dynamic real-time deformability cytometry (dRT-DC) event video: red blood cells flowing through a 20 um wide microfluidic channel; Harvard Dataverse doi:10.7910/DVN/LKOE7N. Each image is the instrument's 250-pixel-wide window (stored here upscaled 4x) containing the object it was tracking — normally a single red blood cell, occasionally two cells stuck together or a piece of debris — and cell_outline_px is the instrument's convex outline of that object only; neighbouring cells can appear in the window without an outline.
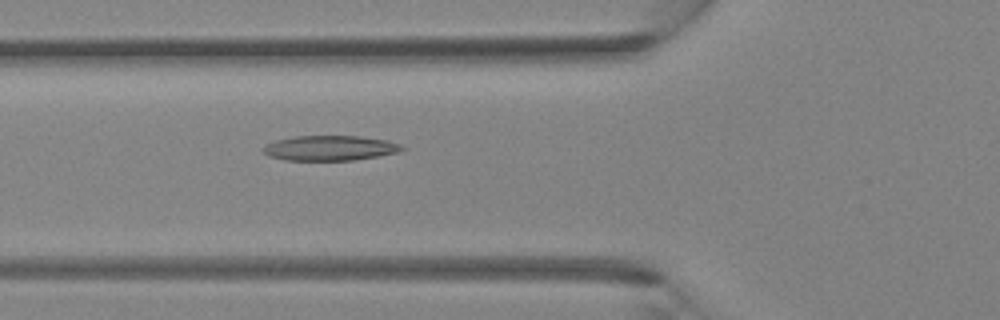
{"species": "Egyptian fruit bat (a non-hibernating species)", "species_latin": "Rousettus aegyptiacus", "temperature_condition": "room temperature", "stored_images_in_passage": 40, "camera_frame_rate_fps": 3000, "um_per_image_px": 0.085, "animal": {"sex": "female"}, "frame": {"image": 1, "passage_image": 15, "time_ms": 4.667, "image_size_px": [1000, 320], "cell_outline_px": [[404, 148], [400, 152], [352, 160], [284, 160], [268, 156], [260, 148], [264, 144], [276, 140], [296, 136], [360, 136], [388, 140], [400, 144]], "centroid_in_image_um": [28.0, 12.58], "position_along_channel_um": 97.8, "area_um2": 20.29}}
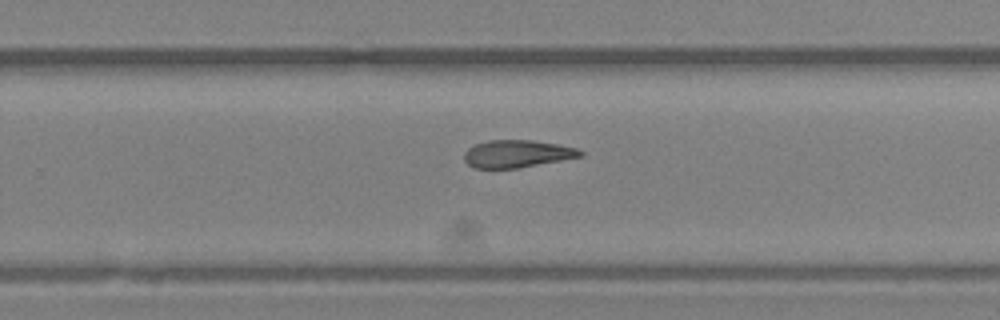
{"frame": {"image": 2, "passage_image": 26, "time_ms": 8.333, "image_size_px": [1000, 320], "cell_outline_px": [[584, 156], [516, 168], [472, 168], [464, 160], [464, 152], [468, 148], [476, 144], [488, 140], [532, 140], [556, 144], [576, 148], [584, 152]], "centroid_in_image_um": [43.93, 13.07], "position_along_channel_um": 285.9, "area_um2": 18.5}}
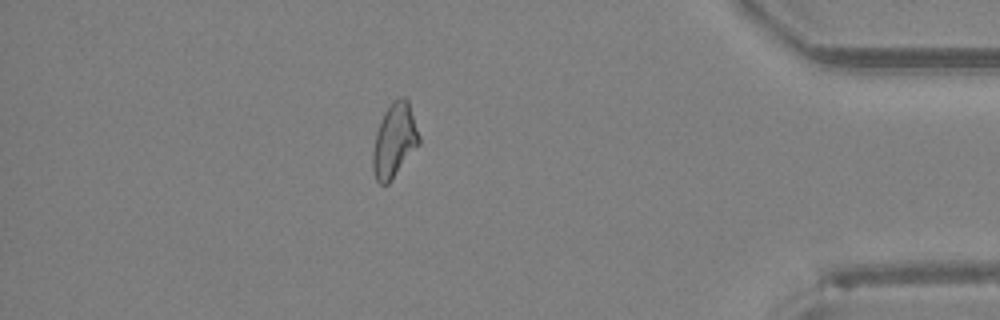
{"frame": {"image": 3, "passage_image": 35, "time_ms": 11.333, "image_size_px": [1000, 320], "cell_outline_px": [[420, 144], [392, 180], [388, 184], [380, 184], [376, 180], [372, 168], [372, 152], [376, 132], [384, 112], [400, 96], [404, 96], [408, 100], [420, 136]], "centroid_in_image_um": [33.53, 11.97], "position_along_channel_um": 401.7, "area_um2": 19.94}}